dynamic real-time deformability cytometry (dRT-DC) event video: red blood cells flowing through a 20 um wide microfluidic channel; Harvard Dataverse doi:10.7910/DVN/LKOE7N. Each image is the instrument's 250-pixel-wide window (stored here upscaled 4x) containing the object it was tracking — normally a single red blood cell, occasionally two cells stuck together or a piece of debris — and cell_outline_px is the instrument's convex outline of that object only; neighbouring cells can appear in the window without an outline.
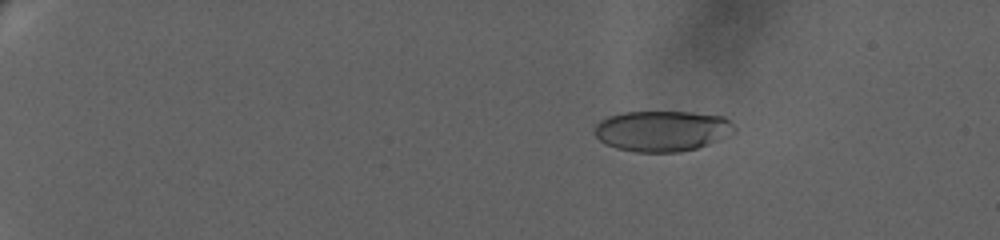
{"species": "human", "species_latin": "Homo sapiens", "temperature_condition": "warm", "stored_images_in_passage": 35, "camera_frame_rate_fps": 3000, "um_per_image_px": 0.085, "donor": {"sex": "female"}, "frame": {"image": 1, "passage_image": 1, "time_ms": 0.0, "image_size_px": [1000, 240], "cell_outline_px": [[736, 132], [708, 144], [696, 148], [680, 152], [636, 152], [616, 148], [604, 144], [592, 132], [596, 124], [600, 120], [608, 116], [624, 112], [692, 112], [724, 116], [736, 128]], "centroid_in_image_um": [56.26, 11.13], "position_along_channel_um": 28.7, "area_um2": 33.35}}
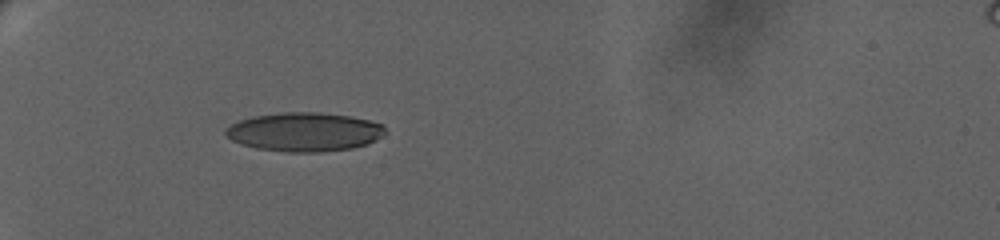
{"frame": {"image": 2, "passage_image": 34, "time_ms": 4.333, "image_size_px": [1000, 240], "cell_outline_px": [[388, 132], [376, 140], [368, 144], [352, 148], [320, 152], [288, 152], [256, 148], [240, 144], [224, 136], [224, 128], [240, 120], [252, 116], [280, 112], [320, 112], [352, 116], [384, 124]], "centroid_in_image_um": [25.88, 11.21], "position_along_channel_um": 59.1, "area_um2": 36.65}}